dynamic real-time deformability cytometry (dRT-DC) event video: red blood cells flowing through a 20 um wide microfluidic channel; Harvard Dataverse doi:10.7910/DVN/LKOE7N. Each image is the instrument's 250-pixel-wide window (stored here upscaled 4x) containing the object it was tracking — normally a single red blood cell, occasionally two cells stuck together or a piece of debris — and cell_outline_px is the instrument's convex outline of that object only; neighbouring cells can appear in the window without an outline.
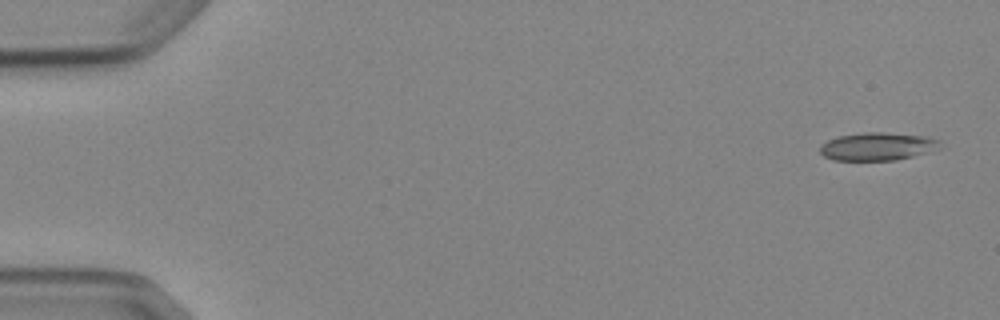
{"species": "Egyptian fruit bat (a non-hibernating species)", "species_latin": "Rousettus aegyptiacus", "temperature_condition": "cold", "stored_images_in_passage": 4, "camera_frame_rate_fps": 3000, "um_per_image_px": 0.085, "animal": {"sex": "female"}, "frame": {"image": 1, "passage_image": 1, "time_ms": 0.0, "image_size_px": [1000, 320], "cell_outline_px": [[940, 140], [924, 152], [912, 156], [896, 160], [832, 160], [824, 156], [820, 152], [820, 144], [828, 140], [840, 136], [864, 132], [880, 132], [924, 136]], "centroid_in_image_um": [74.42, 12.45], "position_along_channel_um": 10.6, "area_um2": 18.84}}
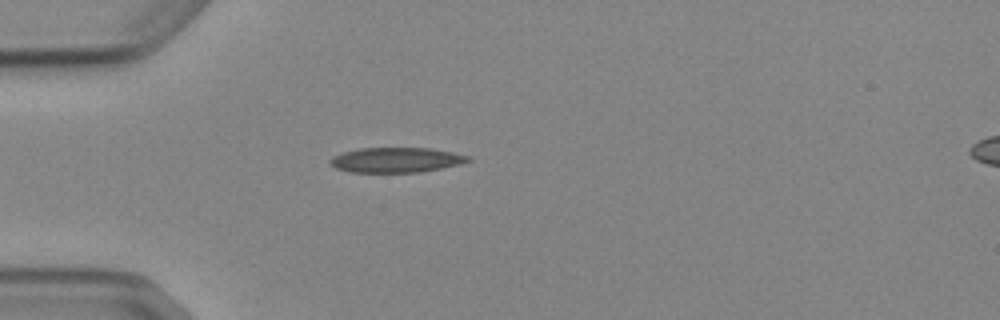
{"frame": {"image": 2, "passage_image": 4, "time_ms": 4.333, "image_size_px": [1000, 320], "cell_outline_px": [[472, 160], [460, 164], [420, 172], [352, 172], [336, 168], [328, 160], [332, 156], [344, 152], [360, 148], [432, 148], [472, 156]], "centroid_in_image_um": [33.71, 13.59], "position_along_channel_um": 51.3, "area_um2": 20.06}}